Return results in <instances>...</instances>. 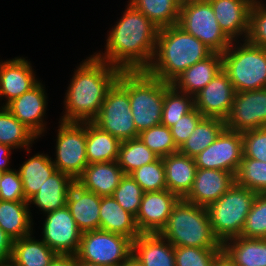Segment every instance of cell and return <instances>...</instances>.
<instances>
[{
  "instance_id": "cell-54",
  "label": "cell",
  "mask_w": 266,
  "mask_h": 266,
  "mask_svg": "<svg viewBox=\"0 0 266 266\" xmlns=\"http://www.w3.org/2000/svg\"><path fill=\"white\" fill-rule=\"evenodd\" d=\"M2 177H3V171L0 170V182L2 180Z\"/></svg>"
},
{
  "instance_id": "cell-19",
  "label": "cell",
  "mask_w": 266,
  "mask_h": 266,
  "mask_svg": "<svg viewBox=\"0 0 266 266\" xmlns=\"http://www.w3.org/2000/svg\"><path fill=\"white\" fill-rule=\"evenodd\" d=\"M221 30L231 41L246 39L249 28V14L255 0H207ZM240 36V37H239Z\"/></svg>"
},
{
  "instance_id": "cell-25",
  "label": "cell",
  "mask_w": 266,
  "mask_h": 266,
  "mask_svg": "<svg viewBox=\"0 0 266 266\" xmlns=\"http://www.w3.org/2000/svg\"><path fill=\"white\" fill-rule=\"evenodd\" d=\"M222 70V53L213 52L181 73L171 85L182 93L195 96Z\"/></svg>"
},
{
  "instance_id": "cell-21",
  "label": "cell",
  "mask_w": 266,
  "mask_h": 266,
  "mask_svg": "<svg viewBox=\"0 0 266 266\" xmlns=\"http://www.w3.org/2000/svg\"><path fill=\"white\" fill-rule=\"evenodd\" d=\"M101 196L83 189L76 182L70 187L66 206L82 232L100 229Z\"/></svg>"
},
{
  "instance_id": "cell-4",
  "label": "cell",
  "mask_w": 266,
  "mask_h": 266,
  "mask_svg": "<svg viewBox=\"0 0 266 266\" xmlns=\"http://www.w3.org/2000/svg\"><path fill=\"white\" fill-rule=\"evenodd\" d=\"M117 82L128 92L137 131L161 124L164 92L171 86L146 70L121 71Z\"/></svg>"
},
{
  "instance_id": "cell-45",
  "label": "cell",
  "mask_w": 266,
  "mask_h": 266,
  "mask_svg": "<svg viewBox=\"0 0 266 266\" xmlns=\"http://www.w3.org/2000/svg\"><path fill=\"white\" fill-rule=\"evenodd\" d=\"M243 157L266 162V127L242 132Z\"/></svg>"
},
{
  "instance_id": "cell-51",
  "label": "cell",
  "mask_w": 266,
  "mask_h": 266,
  "mask_svg": "<svg viewBox=\"0 0 266 266\" xmlns=\"http://www.w3.org/2000/svg\"><path fill=\"white\" fill-rule=\"evenodd\" d=\"M212 266H236L230 256L222 250L214 259Z\"/></svg>"
},
{
  "instance_id": "cell-11",
  "label": "cell",
  "mask_w": 266,
  "mask_h": 266,
  "mask_svg": "<svg viewBox=\"0 0 266 266\" xmlns=\"http://www.w3.org/2000/svg\"><path fill=\"white\" fill-rule=\"evenodd\" d=\"M120 141L137 138L128 92L116 81L107 91L99 113L92 121Z\"/></svg>"
},
{
  "instance_id": "cell-6",
  "label": "cell",
  "mask_w": 266,
  "mask_h": 266,
  "mask_svg": "<svg viewBox=\"0 0 266 266\" xmlns=\"http://www.w3.org/2000/svg\"><path fill=\"white\" fill-rule=\"evenodd\" d=\"M234 41L222 53V70L236 92L266 88V48ZM240 44V45H239Z\"/></svg>"
},
{
  "instance_id": "cell-31",
  "label": "cell",
  "mask_w": 266,
  "mask_h": 266,
  "mask_svg": "<svg viewBox=\"0 0 266 266\" xmlns=\"http://www.w3.org/2000/svg\"><path fill=\"white\" fill-rule=\"evenodd\" d=\"M236 266H266V239L237 236L222 244Z\"/></svg>"
},
{
  "instance_id": "cell-30",
  "label": "cell",
  "mask_w": 266,
  "mask_h": 266,
  "mask_svg": "<svg viewBox=\"0 0 266 266\" xmlns=\"http://www.w3.org/2000/svg\"><path fill=\"white\" fill-rule=\"evenodd\" d=\"M31 236L13 240L10 261L13 266H48L58 255L43 240Z\"/></svg>"
},
{
  "instance_id": "cell-38",
  "label": "cell",
  "mask_w": 266,
  "mask_h": 266,
  "mask_svg": "<svg viewBox=\"0 0 266 266\" xmlns=\"http://www.w3.org/2000/svg\"><path fill=\"white\" fill-rule=\"evenodd\" d=\"M235 183L256 193H266V162L243 157Z\"/></svg>"
},
{
  "instance_id": "cell-10",
  "label": "cell",
  "mask_w": 266,
  "mask_h": 266,
  "mask_svg": "<svg viewBox=\"0 0 266 266\" xmlns=\"http://www.w3.org/2000/svg\"><path fill=\"white\" fill-rule=\"evenodd\" d=\"M56 138V158L52 160L58 171L76 181L87 167L86 122H59Z\"/></svg>"
},
{
  "instance_id": "cell-28",
  "label": "cell",
  "mask_w": 266,
  "mask_h": 266,
  "mask_svg": "<svg viewBox=\"0 0 266 266\" xmlns=\"http://www.w3.org/2000/svg\"><path fill=\"white\" fill-rule=\"evenodd\" d=\"M28 201L0 200V227L13 239L32 234V218Z\"/></svg>"
},
{
  "instance_id": "cell-14",
  "label": "cell",
  "mask_w": 266,
  "mask_h": 266,
  "mask_svg": "<svg viewBox=\"0 0 266 266\" xmlns=\"http://www.w3.org/2000/svg\"><path fill=\"white\" fill-rule=\"evenodd\" d=\"M266 127V88L236 92L225 128L245 132Z\"/></svg>"
},
{
  "instance_id": "cell-12",
  "label": "cell",
  "mask_w": 266,
  "mask_h": 266,
  "mask_svg": "<svg viewBox=\"0 0 266 266\" xmlns=\"http://www.w3.org/2000/svg\"><path fill=\"white\" fill-rule=\"evenodd\" d=\"M243 158L242 133L224 128L194 159L197 168L225 170L236 175Z\"/></svg>"
},
{
  "instance_id": "cell-18",
  "label": "cell",
  "mask_w": 266,
  "mask_h": 266,
  "mask_svg": "<svg viewBox=\"0 0 266 266\" xmlns=\"http://www.w3.org/2000/svg\"><path fill=\"white\" fill-rule=\"evenodd\" d=\"M235 183V175L225 170L197 168L193 186L185 201L208 207Z\"/></svg>"
},
{
  "instance_id": "cell-44",
  "label": "cell",
  "mask_w": 266,
  "mask_h": 266,
  "mask_svg": "<svg viewBox=\"0 0 266 266\" xmlns=\"http://www.w3.org/2000/svg\"><path fill=\"white\" fill-rule=\"evenodd\" d=\"M247 42L266 48V4L255 0L249 14Z\"/></svg>"
},
{
  "instance_id": "cell-29",
  "label": "cell",
  "mask_w": 266,
  "mask_h": 266,
  "mask_svg": "<svg viewBox=\"0 0 266 266\" xmlns=\"http://www.w3.org/2000/svg\"><path fill=\"white\" fill-rule=\"evenodd\" d=\"M121 141L93 122H86L88 164L117 161Z\"/></svg>"
},
{
  "instance_id": "cell-33",
  "label": "cell",
  "mask_w": 266,
  "mask_h": 266,
  "mask_svg": "<svg viewBox=\"0 0 266 266\" xmlns=\"http://www.w3.org/2000/svg\"><path fill=\"white\" fill-rule=\"evenodd\" d=\"M159 29L178 25L182 0H129Z\"/></svg>"
},
{
  "instance_id": "cell-3",
  "label": "cell",
  "mask_w": 266,
  "mask_h": 266,
  "mask_svg": "<svg viewBox=\"0 0 266 266\" xmlns=\"http://www.w3.org/2000/svg\"><path fill=\"white\" fill-rule=\"evenodd\" d=\"M212 53L209 47L180 26L165 27L159 29L154 58L146 71L171 84L186 69Z\"/></svg>"
},
{
  "instance_id": "cell-35",
  "label": "cell",
  "mask_w": 266,
  "mask_h": 266,
  "mask_svg": "<svg viewBox=\"0 0 266 266\" xmlns=\"http://www.w3.org/2000/svg\"><path fill=\"white\" fill-rule=\"evenodd\" d=\"M38 137L23 123H20L5 107L0 108V143L16 148H25L30 152V147Z\"/></svg>"
},
{
  "instance_id": "cell-8",
  "label": "cell",
  "mask_w": 266,
  "mask_h": 266,
  "mask_svg": "<svg viewBox=\"0 0 266 266\" xmlns=\"http://www.w3.org/2000/svg\"><path fill=\"white\" fill-rule=\"evenodd\" d=\"M178 26L213 52L223 53L232 43L221 30L207 0H182Z\"/></svg>"
},
{
  "instance_id": "cell-26",
  "label": "cell",
  "mask_w": 266,
  "mask_h": 266,
  "mask_svg": "<svg viewBox=\"0 0 266 266\" xmlns=\"http://www.w3.org/2000/svg\"><path fill=\"white\" fill-rule=\"evenodd\" d=\"M75 181L67 174L56 171L44 182L28 203L36 205L44 214L66 206L70 187Z\"/></svg>"
},
{
  "instance_id": "cell-13",
  "label": "cell",
  "mask_w": 266,
  "mask_h": 266,
  "mask_svg": "<svg viewBox=\"0 0 266 266\" xmlns=\"http://www.w3.org/2000/svg\"><path fill=\"white\" fill-rule=\"evenodd\" d=\"M43 224V241L57 254L76 255L82 231L67 206L47 213Z\"/></svg>"
},
{
  "instance_id": "cell-50",
  "label": "cell",
  "mask_w": 266,
  "mask_h": 266,
  "mask_svg": "<svg viewBox=\"0 0 266 266\" xmlns=\"http://www.w3.org/2000/svg\"><path fill=\"white\" fill-rule=\"evenodd\" d=\"M11 150H13L12 147L3 145L0 143V170L1 171L5 172V171L12 170L9 168L10 166H8Z\"/></svg>"
},
{
  "instance_id": "cell-46",
  "label": "cell",
  "mask_w": 266,
  "mask_h": 266,
  "mask_svg": "<svg viewBox=\"0 0 266 266\" xmlns=\"http://www.w3.org/2000/svg\"><path fill=\"white\" fill-rule=\"evenodd\" d=\"M0 200L27 201L18 169L3 171V177L0 182Z\"/></svg>"
},
{
  "instance_id": "cell-16",
  "label": "cell",
  "mask_w": 266,
  "mask_h": 266,
  "mask_svg": "<svg viewBox=\"0 0 266 266\" xmlns=\"http://www.w3.org/2000/svg\"><path fill=\"white\" fill-rule=\"evenodd\" d=\"M236 91L228 75L221 70L194 96L195 108L204 117L225 120L232 108Z\"/></svg>"
},
{
  "instance_id": "cell-24",
  "label": "cell",
  "mask_w": 266,
  "mask_h": 266,
  "mask_svg": "<svg viewBox=\"0 0 266 266\" xmlns=\"http://www.w3.org/2000/svg\"><path fill=\"white\" fill-rule=\"evenodd\" d=\"M167 189L184 199L193 186L197 166L195 159L176 152L162 157Z\"/></svg>"
},
{
  "instance_id": "cell-52",
  "label": "cell",
  "mask_w": 266,
  "mask_h": 266,
  "mask_svg": "<svg viewBox=\"0 0 266 266\" xmlns=\"http://www.w3.org/2000/svg\"><path fill=\"white\" fill-rule=\"evenodd\" d=\"M120 266H141L133 257H131L128 261L124 262Z\"/></svg>"
},
{
  "instance_id": "cell-22",
  "label": "cell",
  "mask_w": 266,
  "mask_h": 266,
  "mask_svg": "<svg viewBox=\"0 0 266 266\" xmlns=\"http://www.w3.org/2000/svg\"><path fill=\"white\" fill-rule=\"evenodd\" d=\"M132 257L141 266H176L174 246L159 233L137 236L132 242Z\"/></svg>"
},
{
  "instance_id": "cell-37",
  "label": "cell",
  "mask_w": 266,
  "mask_h": 266,
  "mask_svg": "<svg viewBox=\"0 0 266 266\" xmlns=\"http://www.w3.org/2000/svg\"><path fill=\"white\" fill-rule=\"evenodd\" d=\"M195 108L194 96L177 91L172 85L164 92L161 124L170 128Z\"/></svg>"
},
{
  "instance_id": "cell-15",
  "label": "cell",
  "mask_w": 266,
  "mask_h": 266,
  "mask_svg": "<svg viewBox=\"0 0 266 266\" xmlns=\"http://www.w3.org/2000/svg\"><path fill=\"white\" fill-rule=\"evenodd\" d=\"M180 198L168 189L144 192L135 217L141 234L160 233Z\"/></svg>"
},
{
  "instance_id": "cell-2",
  "label": "cell",
  "mask_w": 266,
  "mask_h": 266,
  "mask_svg": "<svg viewBox=\"0 0 266 266\" xmlns=\"http://www.w3.org/2000/svg\"><path fill=\"white\" fill-rule=\"evenodd\" d=\"M120 72L119 68L95 55L80 63L65 93V114L60 121L92 122Z\"/></svg>"
},
{
  "instance_id": "cell-42",
  "label": "cell",
  "mask_w": 266,
  "mask_h": 266,
  "mask_svg": "<svg viewBox=\"0 0 266 266\" xmlns=\"http://www.w3.org/2000/svg\"><path fill=\"white\" fill-rule=\"evenodd\" d=\"M144 191L141 186L131 177L124 175L119 185L115 188L112 197L127 212L136 217Z\"/></svg>"
},
{
  "instance_id": "cell-39",
  "label": "cell",
  "mask_w": 266,
  "mask_h": 266,
  "mask_svg": "<svg viewBox=\"0 0 266 266\" xmlns=\"http://www.w3.org/2000/svg\"><path fill=\"white\" fill-rule=\"evenodd\" d=\"M140 140L157 156L165 157L178 152L171 129L159 124L139 133Z\"/></svg>"
},
{
  "instance_id": "cell-47",
  "label": "cell",
  "mask_w": 266,
  "mask_h": 266,
  "mask_svg": "<svg viewBox=\"0 0 266 266\" xmlns=\"http://www.w3.org/2000/svg\"><path fill=\"white\" fill-rule=\"evenodd\" d=\"M203 117L204 116L194 108L170 127L174 143L178 149L189 138L196 125Z\"/></svg>"
},
{
  "instance_id": "cell-20",
  "label": "cell",
  "mask_w": 266,
  "mask_h": 266,
  "mask_svg": "<svg viewBox=\"0 0 266 266\" xmlns=\"http://www.w3.org/2000/svg\"><path fill=\"white\" fill-rule=\"evenodd\" d=\"M38 82L31 63L25 58L16 57L0 62V98H7L3 106L29 91Z\"/></svg>"
},
{
  "instance_id": "cell-34",
  "label": "cell",
  "mask_w": 266,
  "mask_h": 266,
  "mask_svg": "<svg viewBox=\"0 0 266 266\" xmlns=\"http://www.w3.org/2000/svg\"><path fill=\"white\" fill-rule=\"evenodd\" d=\"M224 128L225 120L215 117H203L189 138L178 149V152L195 158L215 141Z\"/></svg>"
},
{
  "instance_id": "cell-1",
  "label": "cell",
  "mask_w": 266,
  "mask_h": 266,
  "mask_svg": "<svg viewBox=\"0 0 266 266\" xmlns=\"http://www.w3.org/2000/svg\"><path fill=\"white\" fill-rule=\"evenodd\" d=\"M109 31L106 52L95 56L121 71L146 70L156 51L159 28L131 3Z\"/></svg>"
},
{
  "instance_id": "cell-41",
  "label": "cell",
  "mask_w": 266,
  "mask_h": 266,
  "mask_svg": "<svg viewBox=\"0 0 266 266\" xmlns=\"http://www.w3.org/2000/svg\"><path fill=\"white\" fill-rule=\"evenodd\" d=\"M241 237L266 239V193H257L246 217Z\"/></svg>"
},
{
  "instance_id": "cell-40",
  "label": "cell",
  "mask_w": 266,
  "mask_h": 266,
  "mask_svg": "<svg viewBox=\"0 0 266 266\" xmlns=\"http://www.w3.org/2000/svg\"><path fill=\"white\" fill-rule=\"evenodd\" d=\"M130 175L141 186L144 192L167 189L165 169L161 157L152 163L141 166Z\"/></svg>"
},
{
  "instance_id": "cell-48",
  "label": "cell",
  "mask_w": 266,
  "mask_h": 266,
  "mask_svg": "<svg viewBox=\"0 0 266 266\" xmlns=\"http://www.w3.org/2000/svg\"><path fill=\"white\" fill-rule=\"evenodd\" d=\"M13 239L0 227V266L10 263Z\"/></svg>"
},
{
  "instance_id": "cell-17",
  "label": "cell",
  "mask_w": 266,
  "mask_h": 266,
  "mask_svg": "<svg viewBox=\"0 0 266 266\" xmlns=\"http://www.w3.org/2000/svg\"><path fill=\"white\" fill-rule=\"evenodd\" d=\"M44 86L39 81L29 91L13 99L5 107L20 122L29 128L38 138L46 128L43 123L47 107ZM45 127V128H44Z\"/></svg>"
},
{
  "instance_id": "cell-36",
  "label": "cell",
  "mask_w": 266,
  "mask_h": 266,
  "mask_svg": "<svg viewBox=\"0 0 266 266\" xmlns=\"http://www.w3.org/2000/svg\"><path fill=\"white\" fill-rule=\"evenodd\" d=\"M159 158L151 151L139 137L121 141L118 155V165L123 173L130 175L145 164L152 163Z\"/></svg>"
},
{
  "instance_id": "cell-9",
  "label": "cell",
  "mask_w": 266,
  "mask_h": 266,
  "mask_svg": "<svg viewBox=\"0 0 266 266\" xmlns=\"http://www.w3.org/2000/svg\"><path fill=\"white\" fill-rule=\"evenodd\" d=\"M132 240L101 229L82 233L78 260L103 266H120L132 257Z\"/></svg>"
},
{
  "instance_id": "cell-27",
  "label": "cell",
  "mask_w": 266,
  "mask_h": 266,
  "mask_svg": "<svg viewBox=\"0 0 266 266\" xmlns=\"http://www.w3.org/2000/svg\"><path fill=\"white\" fill-rule=\"evenodd\" d=\"M100 229L130 238L141 233L135 216L124 210L112 196H102L100 203Z\"/></svg>"
},
{
  "instance_id": "cell-32",
  "label": "cell",
  "mask_w": 266,
  "mask_h": 266,
  "mask_svg": "<svg viewBox=\"0 0 266 266\" xmlns=\"http://www.w3.org/2000/svg\"><path fill=\"white\" fill-rule=\"evenodd\" d=\"M19 168L18 172L27 201L39 191L49 176L57 171L51 157L43 153H36V155L25 161Z\"/></svg>"
},
{
  "instance_id": "cell-23",
  "label": "cell",
  "mask_w": 266,
  "mask_h": 266,
  "mask_svg": "<svg viewBox=\"0 0 266 266\" xmlns=\"http://www.w3.org/2000/svg\"><path fill=\"white\" fill-rule=\"evenodd\" d=\"M124 175L117 161L92 163L75 182L98 196H112Z\"/></svg>"
},
{
  "instance_id": "cell-5",
  "label": "cell",
  "mask_w": 266,
  "mask_h": 266,
  "mask_svg": "<svg viewBox=\"0 0 266 266\" xmlns=\"http://www.w3.org/2000/svg\"><path fill=\"white\" fill-rule=\"evenodd\" d=\"M174 247L223 248L212 230L206 207L180 199L159 233Z\"/></svg>"
},
{
  "instance_id": "cell-55",
  "label": "cell",
  "mask_w": 266,
  "mask_h": 266,
  "mask_svg": "<svg viewBox=\"0 0 266 266\" xmlns=\"http://www.w3.org/2000/svg\"><path fill=\"white\" fill-rule=\"evenodd\" d=\"M2 266H13V265L11 263H8V264L2 265Z\"/></svg>"
},
{
  "instance_id": "cell-49",
  "label": "cell",
  "mask_w": 266,
  "mask_h": 266,
  "mask_svg": "<svg viewBox=\"0 0 266 266\" xmlns=\"http://www.w3.org/2000/svg\"><path fill=\"white\" fill-rule=\"evenodd\" d=\"M48 266H77V257L58 254Z\"/></svg>"
},
{
  "instance_id": "cell-7",
  "label": "cell",
  "mask_w": 266,
  "mask_h": 266,
  "mask_svg": "<svg viewBox=\"0 0 266 266\" xmlns=\"http://www.w3.org/2000/svg\"><path fill=\"white\" fill-rule=\"evenodd\" d=\"M257 193L236 183L218 200L207 207L213 233L223 244L241 236L246 217Z\"/></svg>"
},
{
  "instance_id": "cell-53",
  "label": "cell",
  "mask_w": 266,
  "mask_h": 266,
  "mask_svg": "<svg viewBox=\"0 0 266 266\" xmlns=\"http://www.w3.org/2000/svg\"><path fill=\"white\" fill-rule=\"evenodd\" d=\"M77 266H103V265L88 263L77 259Z\"/></svg>"
},
{
  "instance_id": "cell-43",
  "label": "cell",
  "mask_w": 266,
  "mask_h": 266,
  "mask_svg": "<svg viewBox=\"0 0 266 266\" xmlns=\"http://www.w3.org/2000/svg\"><path fill=\"white\" fill-rule=\"evenodd\" d=\"M223 248L174 247L176 266H212Z\"/></svg>"
}]
</instances>
